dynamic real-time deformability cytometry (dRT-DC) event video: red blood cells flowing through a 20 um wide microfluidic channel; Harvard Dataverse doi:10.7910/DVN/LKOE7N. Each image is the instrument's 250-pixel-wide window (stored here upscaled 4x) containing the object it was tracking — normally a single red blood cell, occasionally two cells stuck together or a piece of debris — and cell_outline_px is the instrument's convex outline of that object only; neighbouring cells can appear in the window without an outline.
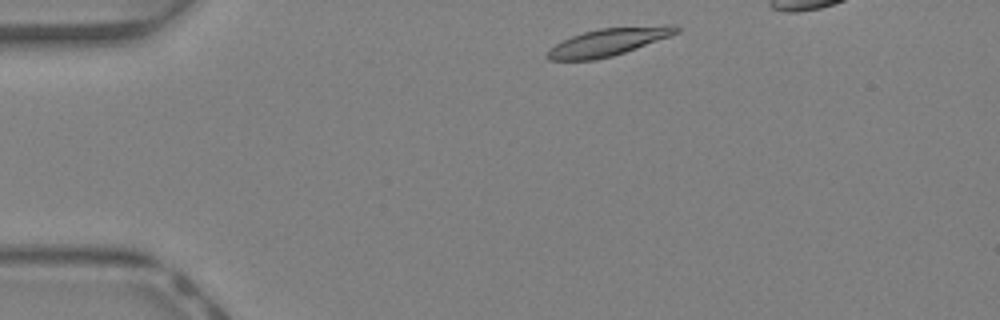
{"species": "Egyptian fruit bat (a non-hibernating species)", "species_latin": "Rousettus aegyptiacus", "temperature_condition": "warm", "stored_images_in_passage": 15, "segment_of_instrument_passage": [2, 2], "camera_frame_rate_fps": 3000, "um_per_image_px": 0.085, "animal": {"sex": "female"}, "frame": {"image": 1, "passage_image": 15, "time_ms": 4.667, "image_size_px": [1000, 320], "cell_outline_px": [[680, 32], [624, 52], [612, 56], [596, 60], [548, 60], [544, 56], [556, 44], [572, 36], [584, 32], [600, 28], [664, 24], [676, 24], [680, 28]], "centroid_in_image_um": [51.75, 3.55], "position_along_channel_um": 33.2, "area_um2": 20.63}}